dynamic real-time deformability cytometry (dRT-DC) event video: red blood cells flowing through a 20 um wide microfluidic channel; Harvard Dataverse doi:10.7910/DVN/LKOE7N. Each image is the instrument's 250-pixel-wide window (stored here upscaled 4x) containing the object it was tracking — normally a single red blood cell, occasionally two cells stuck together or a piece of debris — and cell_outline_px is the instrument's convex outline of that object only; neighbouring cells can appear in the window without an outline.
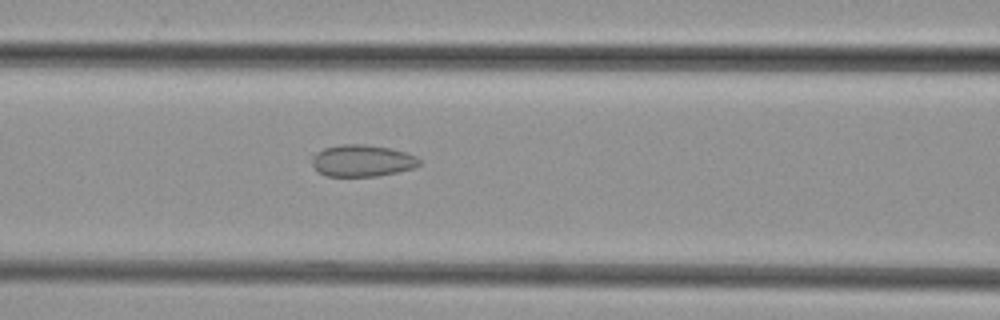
{"species": "common noctule bat (a hibernating species)", "species_latin": "Nyctalus noctula", "temperature_condition": "cold", "stored_images_in_passage": 38, "camera_frame_rate_fps": 3000, "um_per_image_px": 0.085, "animal": {"sex": "female", "body_mass_g": 29.2, "forearm_length_mm": 56.3}, "frame": {"image": 1, "passage_image": 14, "time_ms": 4.333, "image_size_px": [1000, 320], "cell_outline_px": [[420, 164], [416, 168], [376, 176], [328, 176], [320, 172], [312, 164], [312, 160], [316, 152], [324, 148], [340, 144], [364, 144], [388, 148], [404, 152], [416, 156], [420, 160]], "centroid_in_image_um": [30.8, 13.65], "position_along_channel_um": 135.8, "area_um2": 19.71}}
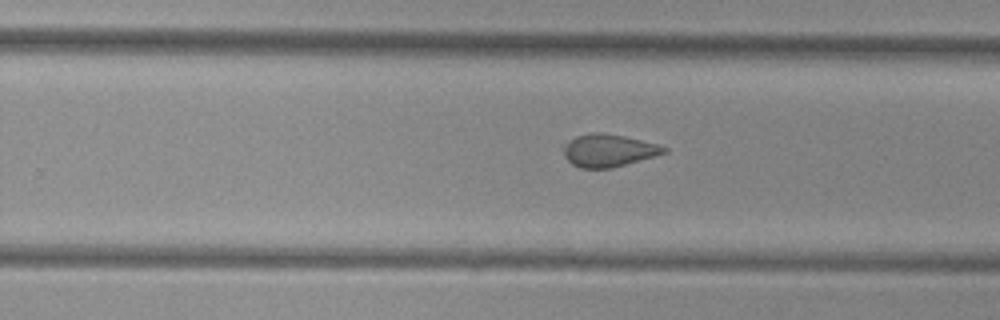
{"frame": {"image": 2, "passage_image": 24, "time_ms": 7.667, "image_size_px": [1000, 320], "cell_outline_px": [[668, 152], [612, 168], [580, 168], [572, 164], [564, 156], [564, 144], [576, 136], [592, 132], [600, 132], [624, 136], [656, 144], [668, 148]], "centroid_in_image_um": [51.71, 12.79], "position_along_channel_um": 278.1, "area_um2": 18.9}}
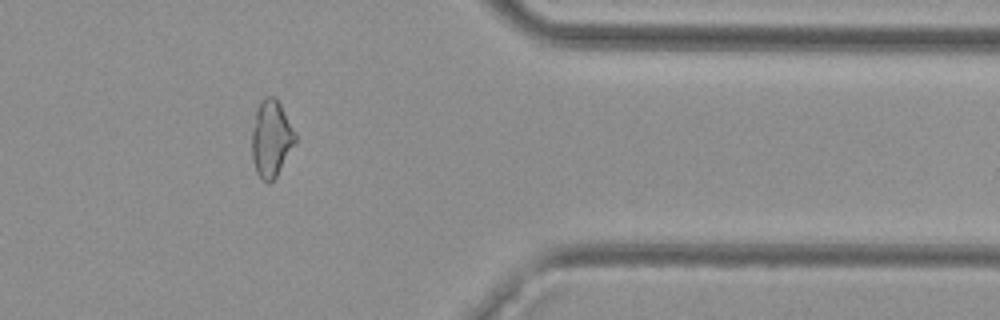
{"frame": {"image": 3, "passage_image": 33, "time_ms": 10.667, "image_size_px": [1000, 320], "cell_outline_px": [[296, 144], [276, 176], [268, 184], [256, 172], [252, 160], [252, 132], [256, 112], [260, 104], [268, 96], [276, 96], [296, 132]], "centroid_in_image_um": [23.08, 11.79], "position_along_channel_um": 388.3, "area_um2": 19.31}}